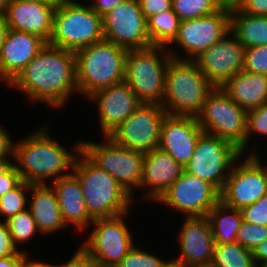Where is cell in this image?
Masks as SVG:
<instances>
[{
	"instance_id": "cell-1",
	"label": "cell",
	"mask_w": 267,
	"mask_h": 267,
	"mask_svg": "<svg viewBox=\"0 0 267 267\" xmlns=\"http://www.w3.org/2000/svg\"><path fill=\"white\" fill-rule=\"evenodd\" d=\"M11 84L32 101L61 107L78 93L75 53L46 43Z\"/></svg>"
},
{
	"instance_id": "cell-2",
	"label": "cell",
	"mask_w": 267,
	"mask_h": 267,
	"mask_svg": "<svg viewBox=\"0 0 267 267\" xmlns=\"http://www.w3.org/2000/svg\"><path fill=\"white\" fill-rule=\"evenodd\" d=\"M75 146L78 155L71 172L81 184L89 216L95 220L130 212L132 196L110 173L100 168L81 150V142Z\"/></svg>"
},
{
	"instance_id": "cell-3",
	"label": "cell",
	"mask_w": 267,
	"mask_h": 267,
	"mask_svg": "<svg viewBox=\"0 0 267 267\" xmlns=\"http://www.w3.org/2000/svg\"><path fill=\"white\" fill-rule=\"evenodd\" d=\"M46 131L45 127H41L37 132L15 143L13 158L16 160L15 167L21 181L45 184L48 178L57 180L70 174L66 170L73 168L77 155L66 151Z\"/></svg>"
},
{
	"instance_id": "cell-4",
	"label": "cell",
	"mask_w": 267,
	"mask_h": 267,
	"mask_svg": "<svg viewBox=\"0 0 267 267\" xmlns=\"http://www.w3.org/2000/svg\"><path fill=\"white\" fill-rule=\"evenodd\" d=\"M170 51L162 107L167 115L197 117L214 85L194 60H183Z\"/></svg>"
},
{
	"instance_id": "cell-5",
	"label": "cell",
	"mask_w": 267,
	"mask_h": 267,
	"mask_svg": "<svg viewBox=\"0 0 267 267\" xmlns=\"http://www.w3.org/2000/svg\"><path fill=\"white\" fill-rule=\"evenodd\" d=\"M75 53L78 93L89 97L95 91L125 81L128 50L102 40Z\"/></svg>"
},
{
	"instance_id": "cell-6",
	"label": "cell",
	"mask_w": 267,
	"mask_h": 267,
	"mask_svg": "<svg viewBox=\"0 0 267 267\" xmlns=\"http://www.w3.org/2000/svg\"><path fill=\"white\" fill-rule=\"evenodd\" d=\"M161 52V54L159 55ZM172 56L167 47L151 45L128 50L125 60V82L142 104L162 105L166 68Z\"/></svg>"
},
{
	"instance_id": "cell-7",
	"label": "cell",
	"mask_w": 267,
	"mask_h": 267,
	"mask_svg": "<svg viewBox=\"0 0 267 267\" xmlns=\"http://www.w3.org/2000/svg\"><path fill=\"white\" fill-rule=\"evenodd\" d=\"M102 40V16L90 5L77 1L57 4L48 44L75 52Z\"/></svg>"
},
{
	"instance_id": "cell-8",
	"label": "cell",
	"mask_w": 267,
	"mask_h": 267,
	"mask_svg": "<svg viewBox=\"0 0 267 267\" xmlns=\"http://www.w3.org/2000/svg\"><path fill=\"white\" fill-rule=\"evenodd\" d=\"M246 114L221 87L208 94L196 117L203 132L232 142L244 155L246 145Z\"/></svg>"
},
{
	"instance_id": "cell-9",
	"label": "cell",
	"mask_w": 267,
	"mask_h": 267,
	"mask_svg": "<svg viewBox=\"0 0 267 267\" xmlns=\"http://www.w3.org/2000/svg\"><path fill=\"white\" fill-rule=\"evenodd\" d=\"M241 156L240 150L232 142L202 132L184 171L209 182L221 192L229 171Z\"/></svg>"
},
{
	"instance_id": "cell-10",
	"label": "cell",
	"mask_w": 267,
	"mask_h": 267,
	"mask_svg": "<svg viewBox=\"0 0 267 267\" xmlns=\"http://www.w3.org/2000/svg\"><path fill=\"white\" fill-rule=\"evenodd\" d=\"M105 140L101 145L83 141L81 150L132 196L134 190L140 188L144 152L117 145L108 136Z\"/></svg>"
},
{
	"instance_id": "cell-11",
	"label": "cell",
	"mask_w": 267,
	"mask_h": 267,
	"mask_svg": "<svg viewBox=\"0 0 267 267\" xmlns=\"http://www.w3.org/2000/svg\"><path fill=\"white\" fill-rule=\"evenodd\" d=\"M128 213L92 222L94 230L82 247L99 267H116L135 246L132 242L134 236L123 219Z\"/></svg>"
},
{
	"instance_id": "cell-12",
	"label": "cell",
	"mask_w": 267,
	"mask_h": 267,
	"mask_svg": "<svg viewBox=\"0 0 267 267\" xmlns=\"http://www.w3.org/2000/svg\"><path fill=\"white\" fill-rule=\"evenodd\" d=\"M104 40L126 50L151 46L139 0H124L102 16Z\"/></svg>"
},
{
	"instance_id": "cell-13",
	"label": "cell",
	"mask_w": 267,
	"mask_h": 267,
	"mask_svg": "<svg viewBox=\"0 0 267 267\" xmlns=\"http://www.w3.org/2000/svg\"><path fill=\"white\" fill-rule=\"evenodd\" d=\"M244 160L240 165L234 162L220 192V200L225 205L239 210L267 194V170L258 154L250 153Z\"/></svg>"
},
{
	"instance_id": "cell-14",
	"label": "cell",
	"mask_w": 267,
	"mask_h": 267,
	"mask_svg": "<svg viewBox=\"0 0 267 267\" xmlns=\"http://www.w3.org/2000/svg\"><path fill=\"white\" fill-rule=\"evenodd\" d=\"M167 113L158 104H142L108 137L117 145L148 152L158 148L163 119Z\"/></svg>"
},
{
	"instance_id": "cell-15",
	"label": "cell",
	"mask_w": 267,
	"mask_h": 267,
	"mask_svg": "<svg viewBox=\"0 0 267 267\" xmlns=\"http://www.w3.org/2000/svg\"><path fill=\"white\" fill-rule=\"evenodd\" d=\"M186 217L207 216L220 201V192L209 182L183 172L156 200Z\"/></svg>"
},
{
	"instance_id": "cell-16",
	"label": "cell",
	"mask_w": 267,
	"mask_h": 267,
	"mask_svg": "<svg viewBox=\"0 0 267 267\" xmlns=\"http://www.w3.org/2000/svg\"><path fill=\"white\" fill-rule=\"evenodd\" d=\"M230 26L231 6L223 5L212 14L180 21L177 36L172 43H178L177 45L186 50V54L188 52V57H182L183 60H194L229 33Z\"/></svg>"
},
{
	"instance_id": "cell-17",
	"label": "cell",
	"mask_w": 267,
	"mask_h": 267,
	"mask_svg": "<svg viewBox=\"0 0 267 267\" xmlns=\"http://www.w3.org/2000/svg\"><path fill=\"white\" fill-rule=\"evenodd\" d=\"M244 52L245 46L230 31L199 54L194 61L215 87H221L227 80L242 71Z\"/></svg>"
},
{
	"instance_id": "cell-18",
	"label": "cell",
	"mask_w": 267,
	"mask_h": 267,
	"mask_svg": "<svg viewBox=\"0 0 267 267\" xmlns=\"http://www.w3.org/2000/svg\"><path fill=\"white\" fill-rule=\"evenodd\" d=\"M180 236V257L172 260L173 267H210L215 241L207 216L186 217Z\"/></svg>"
},
{
	"instance_id": "cell-19",
	"label": "cell",
	"mask_w": 267,
	"mask_h": 267,
	"mask_svg": "<svg viewBox=\"0 0 267 267\" xmlns=\"http://www.w3.org/2000/svg\"><path fill=\"white\" fill-rule=\"evenodd\" d=\"M89 98L97 101L100 127L104 137L142 105L125 81L97 90Z\"/></svg>"
},
{
	"instance_id": "cell-20",
	"label": "cell",
	"mask_w": 267,
	"mask_h": 267,
	"mask_svg": "<svg viewBox=\"0 0 267 267\" xmlns=\"http://www.w3.org/2000/svg\"><path fill=\"white\" fill-rule=\"evenodd\" d=\"M202 132L195 117L166 115L161 127L158 148L167 152L184 167L192 157Z\"/></svg>"
},
{
	"instance_id": "cell-21",
	"label": "cell",
	"mask_w": 267,
	"mask_h": 267,
	"mask_svg": "<svg viewBox=\"0 0 267 267\" xmlns=\"http://www.w3.org/2000/svg\"><path fill=\"white\" fill-rule=\"evenodd\" d=\"M57 3L11 0L4 16L9 29L24 31L49 42Z\"/></svg>"
},
{
	"instance_id": "cell-22",
	"label": "cell",
	"mask_w": 267,
	"mask_h": 267,
	"mask_svg": "<svg viewBox=\"0 0 267 267\" xmlns=\"http://www.w3.org/2000/svg\"><path fill=\"white\" fill-rule=\"evenodd\" d=\"M45 44L46 42L36 35L8 29L0 50V80L10 83Z\"/></svg>"
},
{
	"instance_id": "cell-23",
	"label": "cell",
	"mask_w": 267,
	"mask_h": 267,
	"mask_svg": "<svg viewBox=\"0 0 267 267\" xmlns=\"http://www.w3.org/2000/svg\"><path fill=\"white\" fill-rule=\"evenodd\" d=\"M183 172L181 164L167 152L155 148L144 153L140 187H149L146 198L155 201Z\"/></svg>"
},
{
	"instance_id": "cell-24",
	"label": "cell",
	"mask_w": 267,
	"mask_h": 267,
	"mask_svg": "<svg viewBox=\"0 0 267 267\" xmlns=\"http://www.w3.org/2000/svg\"><path fill=\"white\" fill-rule=\"evenodd\" d=\"M62 219L67 226L73 223L78 230H84L88 222L94 221L87 212L82 187L78 178L71 172L69 175L52 180Z\"/></svg>"
},
{
	"instance_id": "cell-25",
	"label": "cell",
	"mask_w": 267,
	"mask_h": 267,
	"mask_svg": "<svg viewBox=\"0 0 267 267\" xmlns=\"http://www.w3.org/2000/svg\"><path fill=\"white\" fill-rule=\"evenodd\" d=\"M221 88L246 112L267 103V75L265 74L242 70L227 80Z\"/></svg>"
},
{
	"instance_id": "cell-26",
	"label": "cell",
	"mask_w": 267,
	"mask_h": 267,
	"mask_svg": "<svg viewBox=\"0 0 267 267\" xmlns=\"http://www.w3.org/2000/svg\"><path fill=\"white\" fill-rule=\"evenodd\" d=\"M45 184H30L32 200L29 209L41 234L52 233L66 227L59 208L56 193Z\"/></svg>"
},
{
	"instance_id": "cell-27",
	"label": "cell",
	"mask_w": 267,
	"mask_h": 267,
	"mask_svg": "<svg viewBox=\"0 0 267 267\" xmlns=\"http://www.w3.org/2000/svg\"><path fill=\"white\" fill-rule=\"evenodd\" d=\"M230 31L245 47L267 45V16L249 15L232 5Z\"/></svg>"
},
{
	"instance_id": "cell-28",
	"label": "cell",
	"mask_w": 267,
	"mask_h": 267,
	"mask_svg": "<svg viewBox=\"0 0 267 267\" xmlns=\"http://www.w3.org/2000/svg\"><path fill=\"white\" fill-rule=\"evenodd\" d=\"M207 217L215 243L227 244L236 242L238 229L244 221L241 210L228 207L220 200L209 211Z\"/></svg>"
},
{
	"instance_id": "cell-29",
	"label": "cell",
	"mask_w": 267,
	"mask_h": 267,
	"mask_svg": "<svg viewBox=\"0 0 267 267\" xmlns=\"http://www.w3.org/2000/svg\"><path fill=\"white\" fill-rule=\"evenodd\" d=\"M180 19L169 9L147 19V31L152 45L169 48L177 36Z\"/></svg>"
},
{
	"instance_id": "cell-30",
	"label": "cell",
	"mask_w": 267,
	"mask_h": 267,
	"mask_svg": "<svg viewBox=\"0 0 267 267\" xmlns=\"http://www.w3.org/2000/svg\"><path fill=\"white\" fill-rule=\"evenodd\" d=\"M210 267H257L252 250L239 243H215Z\"/></svg>"
},
{
	"instance_id": "cell-31",
	"label": "cell",
	"mask_w": 267,
	"mask_h": 267,
	"mask_svg": "<svg viewBox=\"0 0 267 267\" xmlns=\"http://www.w3.org/2000/svg\"><path fill=\"white\" fill-rule=\"evenodd\" d=\"M223 5L220 0H172V10L180 21L212 14Z\"/></svg>"
},
{
	"instance_id": "cell-32",
	"label": "cell",
	"mask_w": 267,
	"mask_h": 267,
	"mask_svg": "<svg viewBox=\"0 0 267 267\" xmlns=\"http://www.w3.org/2000/svg\"><path fill=\"white\" fill-rule=\"evenodd\" d=\"M5 223L16 248L20 245L19 243L28 241L30 238L34 237L37 231L39 232L30 209L18 212L16 215L6 220Z\"/></svg>"
},
{
	"instance_id": "cell-33",
	"label": "cell",
	"mask_w": 267,
	"mask_h": 267,
	"mask_svg": "<svg viewBox=\"0 0 267 267\" xmlns=\"http://www.w3.org/2000/svg\"><path fill=\"white\" fill-rule=\"evenodd\" d=\"M27 191H30V184L21 181L15 188L0 197V216L6 217L4 221L27 208L26 204L29 200L25 195Z\"/></svg>"
},
{
	"instance_id": "cell-34",
	"label": "cell",
	"mask_w": 267,
	"mask_h": 267,
	"mask_svg": "<svg viewBox=\"0 0 267 267\" xmlns=\"http://www.w3.org/2000/svg\"><path fill=\"white\" fill-rule=\"evenodd\" d=\"M116 267H173V264L172 260L165 261L135 246Z\"/></svg>"
},
{
	"instance_id": "cell-35",
	"label": "cell",
	"mask_w": 267,
	"mask_h": 267,
	"mask_svg": "<svg viewBox=\"0 0 267 267\" xmlns=\"http://www.w3.org/2000/svg\"><path fill=\"white\" fill-rule=\"evenodd\" d=\"M267 239V226L252 224L243 221L238 229L236 242L252 250L255 246Z\"/></svg>"
},
{
	"instance_id": "cell-36",
	"label": "cell",
	"mask_w": 267,
	"mask_h": 267,
	"mask_svg": "<svg viewBox=\"0 0 267 267\" xmlns=\"http://www.w3.org/2000/svg\"><path fill=\"white\" fill-rule=\"evenodd\" d=\"M242 70L267 75V45L245 47Z\"/></svg>"
},
{
	"instance_id": "cell-37",
	"label": "cell",
	"mask_w": 267,
	"mask_h": 267,
	"mask_svg": "<svg viewBox=\"0 0 267 267\" xmlns=\"http://www.w3.org/2000/svg\"><path fill=\"white\" fill-rule=\"evenodd\" d=\"M267 135V103L261 107L247 111L246 114V144L252 133Z\"/></svg>"
},
{
	"instance_id": "cell-38",
	"label": "cell",
	"mask_w": 267,
	"mask_h": 267,
	"mask_svg": "<svg viewBox=\"0 0 267 267\" xmlns=\"http://www.w3.org/2000/svg\"><path fill=\"white\" fill-rule=\"evenodd\" d=\"M241 211L245 222L267 226V194Z\"/></svg>"
},
{
	"instance_id": "cell-39",
	"label": "cell",
	"mask_w": 267,
	"mask_h": 267,
	"mask_svg": "<svg viewBox=\"0 0 267 267\" xmlns=\"http://www.w3.org/2000/svg\"><path fill=\"white\" fill-rule=\"evenodd\" d=\"M235 6L249 15L267 16V0H239Z\"/></svg>"
},
{
	"instance_id": "cell-40",
	"label": "cell",
	"mask_w": 267,
	"mask_h": 267,
	"mask_svg": "<svg viewBox=\"0 0 267 267\" xmlns=\"http://www.w3.org/2000/svg\"><path fill=\"white\" fill-rule=\"evenodd\" d=\"M139 3L146 19L154 14L172 9V0H139Z\"/></svg>"
},
{
	"instance_id": "cell-41",
	"label": "cell",
	"mask_w": 267,
	"mask_h": 267,
	"mask_svg": "<svg viewBox=\"0 0 267 267\" xmlns=\"http://www.w3.org/2000/svg\"><path fill=\"white\" fill-rule=\"evenodd\" d=\"M21 182L15 163L5 172L0 174V197L11 191Z\"/></svg>"
},
{
	"instance_id": "cell-42",
	"label": "cell",
	"mask_w": 267,
	"mask_h": 267,
	"mask_svg": "<svg viewBox=\"0 0 267 267\" xmlns=\"http://www.w3.org/2000/svg\"><path fill=\"white\" fill-rule=\"evenodd\" d=\"M57 267H99L92 256L83 248L79 247L70 261Z\"/></svg>"
},
{
	"instance_id": "cell-43",
	"label": "cell",
	"mask_w": 267,
	"mask_h": 267,
	"mask_svg": "<svg viewBox=\"0 0 267 267\" xmlns=\"http://www.w3.org/2000/svg\"><path fill=\"white\" fill-rule=\"evenodd\" d=\"M13 242L5 221H0V257L15 255L19 252Z\"/></svg>"
},
{
	"instance_id": "cell-44",
	"label": "cell",
	"mask_w": 267,
	"mask_h": 267,
	"mask_svg": "<svg viewBox=\"0 0 267 267\" xmlns=\"http://www.w3.org/2000/svg\"><path fill=\"white\" fill-rule=\"evenodd\" d=\"M14 146L8 132L0 126V159L14 157Z\"/></svg>"
},
{
	"instance_id": "cell-45",
	"label": "cell",
	"mask_w": 267,
	"mask_h": 267,
	"mask_svg": "<svg viewBox=\"0 0 267 267\" xmlns=\"http://www.w3.org/2000/svg\"><path fill=\"white\" fill-rule=\"evenodd\" d=\"M123 1L124 0H94V3L90 6L97 14L103 16Z\"/></svg>"
},
{
	"instance_id": "cell-46",
	"label": "cell",
	"mask_w": 267,
	"mask_h": 267,
	"mask_svg": "<svg viewBox=\"0 0 267 267\" xmlns=\"http://www.w3.org/2000/svg\"><path fill=\"white\" fill-rule=\"evenodd\" d=\"M252 255L257 267H267V239L252 249Z\"/></svg>"
},
{
	"instance_id": "cell-47",
	"label": "cell",
	"mask_w": 267,
	"mask_h": 267,
	"mask_svg": "<svg viewBox=\"0 0 267 267\" xmlns=\"http://www.w3.org/2000/svg\"><path fill=\"white\" fill-rule=\"evenodd\" d=\"M29 256L23 252L18 267H57V265L47 264L41 261H29Z\"/></svg>"
},
{
	"instance_id": "cell-48",
	"label": "cell",
	"mask_w": 267,
	"mask_h": 267,
	"mask_svg": "<svg viewBox=\"0 0 267 267\" xmlns=\"http://www.w3.org/2000/svg\"><path fill=\"white\" fill-rule=\"evenodd\" d=\"M22 253V251H19L15 255L0 257V267H18Z\"/></svg>"
},
{
	"instance_id": "cell-49",
	"label": "cell",
	"mask_w": 267,
	"mask_h": 267,
	"mask_svg": "<svg viewBox=\"0 0 267 267\" xmlns=\"http://www.w3.org/2000/svg\"><path fill=\"white\" fill-rule=\"evenodd\" d=\"M8 29L9 28H8L4 14H0V50L4 43Z\"/></svg>"
},
{
	"instance_id": "cell-50",
	"label": "cell",
	"mask_w": 267,
	"mask_h": 267,
	"mask_svg": "<svg viewBox=\"0 0 267 267\" xmlns=\"http://www.w3.org/2000/svg\"><path fill=\"white\" fill-rule=\"evenodd\" d=\"M14 163L9 158L0 159V174L5 173Z\"/></svg>"
},
{
	"instance_id": "cell-51",
	"label": "cell",
	"mask_w": 267,
	"mask_h": 267,
	"mask_svg": "<svg viewBox=\"0 0 267 267\" xmlns=\"http://www.w3.org/2000/svg\"><path fill=\"white\" fill-rule=\"evenodd\" d=\"M11 0H0V14H4Z\"/></svg>"
},
{
	"instance_id": "cell-52",
	"label": "cell",
	"mask_w": 267,
	"mask_h": 267,
	"mask_svg": "<svg viewBox=\"0 0 267 267\" xmlns=\"http://www.w3.org/2000/svg\"><path fill=\"white\" fill-rule=\"evenodd\" d=\"M224 5H235L239 0H220Z\"/></svg>"
},
{
	"instance_id": "cell-53",
	"label": "cell",
	"mask_w": 267,
	"mask_h": 267,
	"mask_svg": "<svg viewBox=\"0 0 267 267\" xmlns=\"http://www.w3.org/2000/svg\"><path fill=\"white\" fill-rule=\"evenodd\" d=\"M23 1H37L40 3H56L54 0H23Z\"/></svg>"
},
{
	"instance_id": "cell-54",
	"label": "cell",
	"mask_w": 267,
	"mask_h": 267,
	"mask_svg": "<svg viewBox=\"0 0 267 267\" xmlns=\"http://www.w3.org/2000/svg\"><path fill=\"white\" fill-rule=\"evenodd\" d=\"M57 4L58 3H65V2H73V0H54Z\"/></svg>"
}]
</instances>
